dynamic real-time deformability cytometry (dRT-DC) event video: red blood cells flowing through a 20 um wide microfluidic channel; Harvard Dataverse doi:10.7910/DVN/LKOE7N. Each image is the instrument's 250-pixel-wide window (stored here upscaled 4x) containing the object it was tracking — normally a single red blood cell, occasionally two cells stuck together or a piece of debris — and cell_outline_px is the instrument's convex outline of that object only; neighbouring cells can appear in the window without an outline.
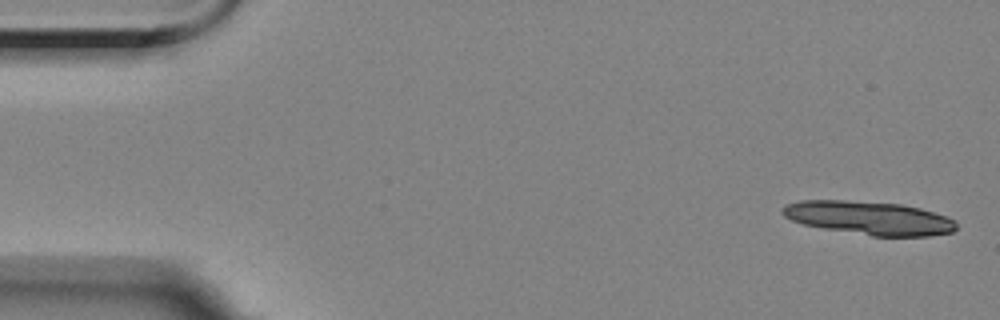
{"species": "Egyptian fruit bat (a non-hibernating species)", "species_latin": "Rousettus aegyptiacus", "temperature_condition": "room temperature", "stored_images_in_passage": 5, "segment_of_instrument_passage": [1, 2], "camera_frame_rate_fps": 3000, "um_per_image_px": 0.085, "animal": {"sex": "female"}, "frame": {"image": 1, "passage_image": 1, "time_ms": 0.0, "image_size_px": [1000, 320], "cell_outline_px": [[956, 228], [952, 232], [928, 236], [872, 236], [824, 228], [804, 224], [792, 220], [784, 216], [780, 212], [780, 208], [784, 204], [800, 200], [844, 200], [900, 204], [920, 208], [956, 220]], "centroid_in_image_um": [73.83, 18.52], "position_along_channel_um": 11.2, "area_um2": 33.81}}